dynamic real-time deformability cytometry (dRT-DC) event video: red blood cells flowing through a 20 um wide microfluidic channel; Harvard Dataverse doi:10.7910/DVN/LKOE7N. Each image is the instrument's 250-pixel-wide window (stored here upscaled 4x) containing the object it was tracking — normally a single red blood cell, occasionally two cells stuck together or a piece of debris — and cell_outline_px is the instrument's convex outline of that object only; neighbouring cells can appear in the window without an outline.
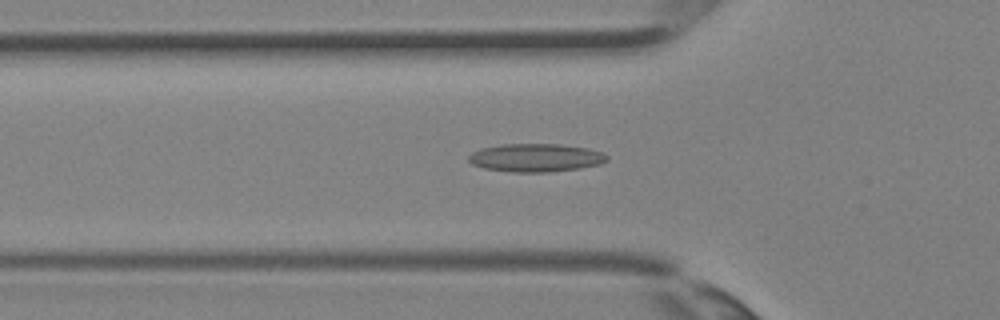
{"species": "Egyptian fruit bat (a non-hibernating species)", "species_latin": "Rousettus aegyptiacus", "temperature_condition": "room temperature", "stored_images_in_passage": 37, "camera_frame_rate_fps": 3000, "um_per_image_px": 0.085, "animal": {"sex": "female"}, "frame": {"image": 1, "passage_image": 13, "time_ms": 4.0, "image_size_px": [1000, 320], "cell_outline_px": [[608, 160], [600, 164], [580, 168], [552, 172], [512, 172], [484, 168], [472, 164], [468, 160], [468, 156], [472, 152], [480, 148], [500, 144], [560, 144], [588, 148], [600, 152], [608, 156]], "centroid_in_image_um": [45.52, 13.4], "position_along_channel_um": 80.3, "area_um2": 22.83}}
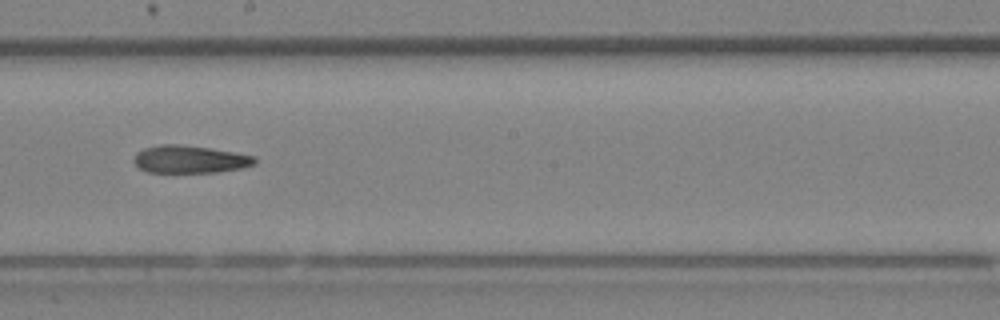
{"frame": {"image": 2, "passage_image": 21, "time_ms": 6.667, "image_size_px": [1000, 320], "cell_outline_px": [[256, 164], [244, 168], [216, 172], [148, 172], [140, 168], [132, 160], [136, 152], [144, 148], [160, 144], [180, 144], [236, 152], [256, 156]], "centroid_in_image_um": [16.16, 13.53], "position_along_channel_um": 232.0, "area_um2": 19.59}}
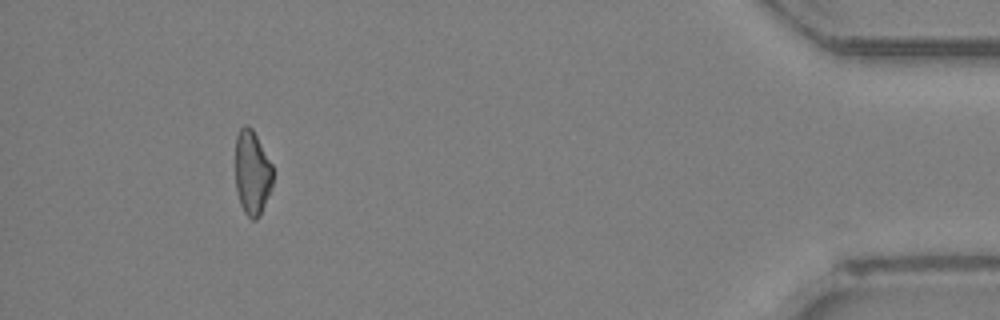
{"frame": {"image": 3, "passage_image": 34, "time_ms": 11.0, "image_size_px": [1000, 320], "cell_outline_px": [[272, 184], [260, 216], [256, 220], [252, 220], [244, 212], [240, 204], [236, 192], [236, 136], [240, 128], [244, 124], [248, 124], [252, 128], [272, 164]], "centroid_in_image_um": [21.42, 14.68], "position_along_channel_um": 413.8, "area_um2": 18.44}}